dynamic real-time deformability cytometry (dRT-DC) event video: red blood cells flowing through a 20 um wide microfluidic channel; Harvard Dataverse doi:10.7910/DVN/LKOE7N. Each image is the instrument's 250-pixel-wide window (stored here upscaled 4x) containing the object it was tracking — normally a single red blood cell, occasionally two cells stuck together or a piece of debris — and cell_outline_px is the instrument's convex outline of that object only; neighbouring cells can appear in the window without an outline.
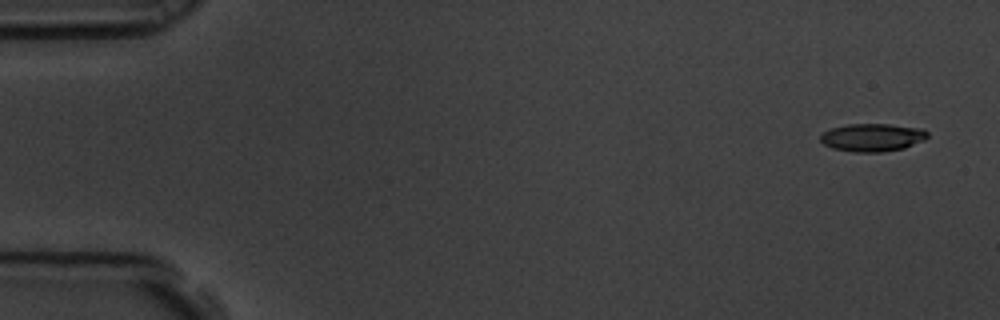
{"species": "common noctule bat (a hibernating species)", "species_latin": "Nyctalus noctula", "temperature_condition": "room temperature", "stored_images_in_passage": 6, "camera_frame_rate_fps": 3000, "um_per_image_px": 0.085, "animal": {"sex": "male", "body_mass_g": 19.5, "forearm_length_mm": 54.6}, "frame": {"image": 1, "passage_image": 1, "time_ms": 0.0, "image_size_px": [1000, 320], "cell_outline_px": [[928, 136], [924, 140], [904, 148], [880, 152], [852, 152], [832, 148], [824, 144], [820, 140], [820, 136], [824, 132], [832, 128], [848, 124], [888, 124], [924, 128], [928, 132]], "centroid_in_image_um": [74.17, 11.68], "position_along_channel_um": 10.8, "area_um2": 17.46}}